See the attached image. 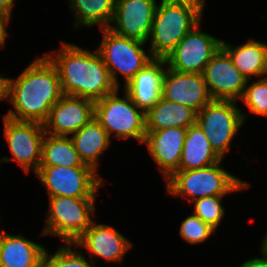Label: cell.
<instances>
[{
  "label": "cell",
  "instance_id": "24",
  "mask_svg": "<svg viewBox=\"0 0 267 267\" xmlns=\"http://www.w3.org/2000/svg\"><path fill=\"white\" fill-rule=\"evenodd\" d=\"M40 166L91 167L83 163L69 136L46 133L42 141Z\"/></svg>",
  "mask_w": 267,
  "mask_h": 267
},
{
  "label": "cell",
  "instance_id": "10",
  "mask_svg": "<svg viewBox=\"0 0 267 267\" xmlns=\"http://www.w3.org/2000/svg\"><path fill=\"white\" fill-rule=\"evenodd\" d=\"M197 24L165 58L167 67L184 73H203L210 59L222 47V40L204 31Z\"/></svg>",
  "mask_w": 267,
  "mask_h": 267
},
{
  "label": "cell",
  "instance_id": "19",
  "mask_svg": "<svg viewBox=\"0 0 267 267\" xmlns=\"http://www.w3.org/2000/svg\"><path fill=\"white\" fill-rule=\"evenodd\" d=\"M46 248L21 234L0 231V267H42Z\"/></svg>",
  "mask_w": 267,
  "mask_h": 267
},
{
  "label": "cell",
  "instance_id": "15",
  "mask_svg": "<svg viewBox=\"0 0 267 267\" xmlns=\"http://www.w3.org/2000/svg\"><path fill=\"white\" fill-rule=\"evenodd\" d=\"M94 104L87 98L63 95L43 123L44 131L54 136L76 133L94 117Z\"/></svg>",
  "mask_w": 267,
  "mask_h": 267
},
{
  "label": "cell",
  "instance_id": "18",
  "mask_svg": "<svg viewBox=\"0 0 267 267\" xmlns=\"http://www.w3.org/2000/svg\"><path fill=\"white\" fill-rule=\"evenodd\" d=\"M166 68L165 59L153 58L124 86L132 101L145 114L162 97V79Z\"/></svg>",
  "mask_w": 267,
  "mask_h": 267
},
{
  "label": "cell",
  "instance_id": "16",
  "mask_svg": "<svg viewBox=\"0 0 267 267\" xmlns=\"http://www.w3.org/2000/svg\"><path fill=\"white\" fill-rule=\"evenodd\" d=\"M72 246L87 249L91 257L94 255L107 262H121L133 244L113 226L93 221Z\"/></svg>",
  "mask_w": 267,
  "mask_h": 267
},
{
  "label": "cell",
  "instance_id": "3",
  "mask_svg": "<svg viewBox=\"0 0 267 267\" xmlns=\"http://www.w3.org/2000/svg\"><path fill=\"white\" fill-rule=\"evenodd\" d=\"M203 13L187 3L166 0L157 3L149 36L152 58L165 59L184 36L201 22Z\"/></svg>",
  "mask_w": 267,
  "mask_h": 267
},
{
  "label": "cell",
  "instance_id": "28",
  "mask_svg": "<svg viewBox=\"0 0 267 267\" xmlns=\"http://www.w3.org/2000/svg\"><path fill=\"white\" fill-rule=\"evenodd\" d=\"M224 196H207L193 201L194 212L203 222L217 230L221 224L225 209L222 205Z\"/></svg>",
  "mask_w": 267,
  "mask_h": 267
},
{
  "label": "cell",
  "instance_id": "2",
  "mask_svg": "<svg viewBox=\"0 0 267 267\" xmlns=\"http://www.w3.org/2000/svg\"><path fill=\"white\" fill-rule=\"evenodd\" d=\"M61 45L59 52L44 54L58 70L63 95L96 102L118 88L97 49L91 52L68 42Z\"/></svg>",
  "mask_w": 267,
  "mask_h": 267
},
{
  "label": "cell",
  "instance_id": "27",
  "mask_svg": "<svg viewBox=\"0 0 267 267\" xmlns=\"http://www.w3.org/2000/svg\"><path fill=\"white\" fill-rule=\"evenodd\" d=\"M251 80H247L246 87L240 100L248 107L250 113L257 116H267V76L259 78L248 85Z\"/></svg>",
  "mask_w": 267,
  "mask_h": 267
},
{
  "label": "cell",
  "instance_id": "31",
  "mask_svg": "<svg viewBox=\"0 0 267 267\" xmlns=\"http://www.w3.org/2000/svg\"><path fill=\"white\" fill-rule=\"evenodd\" d=\"M10 78L0 76V100H9Z\"/></svg>",
  "mask_w": 267,
  "mask_h": 267
},
{
  "label": "cell",
  "instance_id": "21",
  "mask_svg": "<svg viewBox=\"0 0 267 267\" xmlns=\"http://www.w3.org/2000/svg\"><path fill=\"white\" fill-rule=\"evenodd\" d=\"M223 160L211 147L203 130L197 125L187 128L177 171H188L211 166Z\"/></svg>",
  "mask_w": 267,
  "mask_h": 267
},
{
  "label": "cell",
  "instance_id": "6",
  "mask_svg": "<svg viewBox=\"0 0 267 267\" xmlns=\"http://www.w3.org/2000/svg\"><path fill=\"white\" fill-rule=\"evenodd\" d=\"M95 198L49 197L42 235L62 238L65 243L75 241L90 227L95 215Z\"/></svg>",
  "mask_w": 267,
  "mask_h": 267
},
{
  "label": "cell",
  "instance_id": "33",
  "mask_svg": "<svg viewBox=\"0 0 267 267\" xmlns=\"http://www.w3.org/2000/svg\"><path fill=\"white\" fill-rule=\"evenodd\" d=\"M14 0H0V13L12 17Z\"/></svg>",
  "mask_w": 267,
  "mask_h": 267
},
{
  "label": "cell",
  "instance_id": "26",
  "mask_svg": "<svg viewBox=\"0 0 267 267\" xmlns=\"http://www.w3.org/2000/svg\"><path fill=\"white\" fill-rule=\"evenodd\" d=\"M70 246L72 247V243H65L58 247L55 254L47 252L46 249L42 267H96L95 260L87 261L83 252L76 253Z\"/></svg>",
  "mask_w": 267,
  "mask_h": 267
},
{
  "label": "cell",
  "instance_id": "14",
  "mask_svg": "<svg viewBox=\"0 0 267 267\" xmlns=\"http://www.w3.org/2000/svg\"><path fill=\"white\" fill-rule=\"evenodd\" d=\"M162 97L196 112L213 100L203 74L184 73L168 67L162 79Z\"/></svg>",
  "mask_w": 267,
  "mask_h": 267
},
{
  "label": "cell",
  "instance_id": "8",
  "mask_svg": "<svg viewBox=\"0 0 267 267\" xmlns=\"http://www.w3.org/2000/svg\"><path fill=\"white\" fill-rule=\"evenodd\" d=\"M232 100H212L196 116V124L203 130L214 151L224 159L231 142L246 121L245 113Z\"/></svg>",
  "mask_w": 267,
  "mask_h": 267
},
{
  "label": "cell",
  "instance_id": "1",
  "mask_svg": "<svg viewBox=\"0 0 267 267\" xmlns=\"http://www.w3.org/2000/svg\"><path fill=\"white\" fill-rule=\"evenodd\" d=\"M63 96L56 66L44 54L37 57L16 78H10V109L4 116L15 121L43 124L51 108Z\"/></svg>",
  "mask_w": 267,
  "mask_h": 267
},
{
  "label": "cell",
  "instance_id": "35",
  "mask_svg": "<svg viewBox=\"0 0 267 267\" xmlns=\"http://www.w3.org/2000/svg\"><path fill=\"white\" fill-rule=\"evenodd\" d=\"M267 232V231H266ZM262 247H261V254L267 258V233L264 236V239L262 241Z\"/></svg>",
  "mask_w": 267,
  "mask_h": 267
},
{
  "label": "cell",
  "instance_id": "25",
  "mask_svg": "<svg viewBox=\"0 0 267 267\" xmlns=\"http://www.w3.org/2000/svg\"><path fill=\"white\" fill-rule=\"evenodd\" d=\"M77 28L99 24L100 29L112 23L116 0H68Z\"/></svg>",
  "mask_w": 267,
  "mask_h": 267
},
{
  "label": "cell",
  "instance_id": "5",
  "mask_svg": "<svg viewBox=\"0 0 267 267\" xmlns=\"http://www.w3.org/2000/svg\"><path fill=\"white\" fill-rule=\"evenodd\" d=\"M124 91L119 97V88L107 94L94 104V118L106 130L111 139L112 133L117 139H137L143 143L146 134L145 113Z\"/></svg>",
  "mask_w": 267,
  "mask_h": 267
},
{
  "label": "cell",
  "instance_id": "12",
  "mask_svg": "<svg viewBox=\"0 0 267 267\" xmlns=\"http://www.w3.org/2000/svg\"><path fill=\"white\" fill-rule=\"evenodd\" d=\"M202 74L213 100L238 102L241 99L247 79L222 47L207 63Z\"/></svg>",
  "mask_w": 267,
  "mask_h": 267
},
{
  "label": "cell",
  "instance_id": "34",
  "mask_svg": "<svg viewBox=\"0 0 267 267\" xmlns=\"http://www.w3.org/2000/svg\"><path fill=\"white\" fill-rule=\"evenodd\" d=\"M166 1L191 4V5L199 8L203 12L206 0H166Z\"/></svg>",
  "mask_w": 267,
  "mask_h": 267
},
{
  "label": "cell",
  "instance_id": "4",
  "mask_svg": "<svg viewBox=\"0 0 267 267\" xmlns=\"http://www.w3.org/2000/svg\"><path fill=\"white\" fill-rule=\"evenodd\" d=\"M219 161L211 166L175 171L165 182L168 194L194 201L207 196H225L249 187V183L227 172Z\"/></svg>",
  "mask_w": 267,
  "mask_h": 267
},
{
  "label": "cell",
  "instance_id": "36",
  "mask_svg": "<svg viewBox=\"0 0 267 267\" xmlns=\"http://www.w3.org/2000/svg\"><path fill=\"white\" fill-rule=\"evenodd\" d=\"M11 159L8 157H3L2 159L0 158V162H9Z\"/></svg>",
  "mask_w": 267,
  "mask_h": 267
},
{
  "label": "cell",
  "instance_id": "32",
  "mask_svg": "<svg viewBox=\"0 0 267 267\" xmlns=\"http://www.w3.org/2000/svg\"><path fill=\"white\" fill-rule=\"evenodd\" d=\"M239 267H267V258L262 255V258H251L246 260Z\"/></svg>",
  "mask_w": 267,
  "mask_h": 267
},
{
  "label": "cell",
  "instance_id": "11",
  "mask_svg": "<svg viewBox=\"0 0 267 267\" xmlns=\"http://www.w3.org/2000/svg\"><path fill=\"white\" fill-rule=\"evenodd\" d=\"M4 137L15 160L28 173H36L41 163L42 141L46 132L38 122L15 121L4 116Z\"/></svg>",
  "mask_w": 267,
  "mask_h": 267
},
{
  "label": "cell",
  "instance_id": "9",
  "mask_svg": "<svg viewBox=\"0 0 267 267\" xmlns=\"http://www.w3.org/2000/svg\"><path fill=\"white\" fill-rule=\"evenodd\" d=\"M36 175L48 197L95 198L104 184L92 167L39 166Z\"/></svg>",
  "mask_w": 267,
  "mask_h": 267
},
{
  "label": "cell",
  "instance_id": "30",
  "mask_svg": "<svg viewBox=\"0 0 267 267\" xmlns=\"http://www.w3.org/2000/svg\"><path fill=\"white\" fill-rule=\"evenodd\" d=\"M11 17L0 13V48L5 47L6 38L9 33L7 32L8 23H10Z\"/></svg>",
  "mask_w": 267,
  "mask_h": 267
},
{
  "label": "cell",
  "instance_id": "23",
  "mask_svg": "<svg viewBox=\"0 0 267 267\" xmlns=\"http://www.w3.org/2000/svg\"><path fill=\"white\" fill-rule=\"evenodd\" d=\"M70 138L83 163L97 172L100 156L110 146L111 139L106 130L93 117Z\"/></svg>",
  "mask_w": 267,
  "mask_h": 267
},
{
  "label": "cell",
  "instance_id": "29",
  "mask_svg": "<svg viewBox=\"0 0 267 267\" xmlns=\"http://www.w3.org/2000/svg\"><path fill=\"white\" fill-rule=\"evenodd\" d=\"M215 232V229L194 214L182 221L179 230L181 238L194 245L205 242Z\"/></svg>",
  "mask_w": 267,
  "mask_h": 267
},
{
  "label": "cell",
  "instance_id": "22",
  "mask_svg": "<svg viewBox=\"0 0 267 267\" xmlns=\"http://www.w3.org/2000/svg\"><path fill=\"white\" fill-rule=\"evenodd\" d=\"M197 112L182 104H175L163 97L145 114L146 131L170 127L188 128L196 124Z\"/></svg>",
  "mask_w": 267,
  "mask_h": 267
},
{
  "label": "cell",
  "instance_id": "13",
  "mask_svg": "<svg viewBox=\"0 0 267 267\" xmlns=\"http://www.w3.org/2000/svg\"><path fill=\"white\" fill-rule=\"evenodd\" d=\"M156 6V0H116L109 29L118 35L147 43ZM113 23L116 25L113 26Z\"/></svg>",
  "mask_w": 267,
  "mask_h": 267
},
{
  "label": "cell",
  "instance_id": "17",
  "mask_svg": "<svg viewBox=\"0 0 267 267\" xmlns=\"http://www.w3.org/2000/svg\"><path fill=\"white\" fill-rule=\"evenodd\" d=\"M187 128L170 127L146 131L143 143L158 164L165 181L179 168Z\"/></svg>",
  "mask_w": 267,
  "mask_h": 267
},
{
  "label": "cell",
  "instance_id": "7",
  "mask_svg": "<svg viewBox=\"0 0 267 267\" xmlns=\"http://www.w3.org/2000/svg\"><path fill=\"white\" fill-rule=\"evenodd\" d=\"M102 41L97 48L109 70L113 83L119 88L117 74L124 77V86L153 58L144 51L146 43L114 33L102 28Z\"/></svg>",
  "mask_w": 267,
  "mask_h": 267
},
{
  "label": "cell",
  "instance_id": "20",
  "mask_svg": "<svg viewBox=\"0 0 267 267\" xmlns=\"http://www.w3.org/2000/svg\"><path fill=\"white\" fill-rule=\"evenodd\" d=\"M222 48L247 80L267 76V43L250 39L243 45L232 46L222 40Z\"/></svg>",
  "mask_w": 267,
  "mask_h": 267
}]
</instances>
